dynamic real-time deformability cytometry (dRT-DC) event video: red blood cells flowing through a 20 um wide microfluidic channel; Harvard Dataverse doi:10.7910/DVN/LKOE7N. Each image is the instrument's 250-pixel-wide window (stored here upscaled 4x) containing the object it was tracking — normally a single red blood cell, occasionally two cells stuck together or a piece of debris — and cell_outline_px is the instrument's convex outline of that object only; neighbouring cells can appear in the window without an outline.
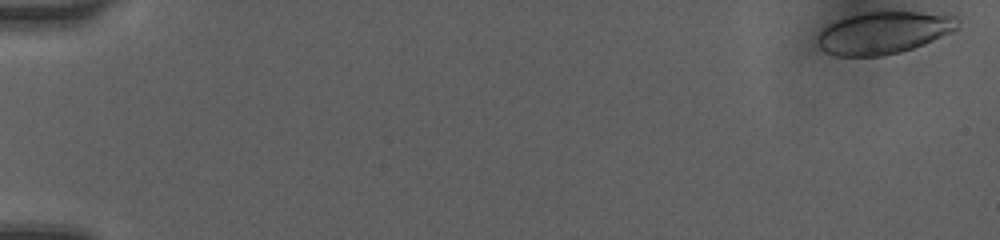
{"species": "human", "species_latin": "Homo sapiens", "temperature_condition": "room temperature", "stored_images_in_passage": 8, "camera_frame_rate_fps": 3000, "um_per_image_px": 0.085, "donor": {"sex": "female"}, "frame": {"image": 1, "passage_image": 1, "time_ms": 0.0, "image_size_px": [1000, 240], "cell_outline_px": [[960, 28], [952, 32], [924, 44], [900, 52], [880, 56], [836, 56], [824, 52], [820, 48], [816, 40], [820, 32], [828, 24], [836, 20], [848, 16], [864, 12], [920, 12], [956, 16], [960, 20]], "centroid_in_image_um": [75.11, 2.78], "position_along_channel_um": 9.9, "area_um2": 34.62}}
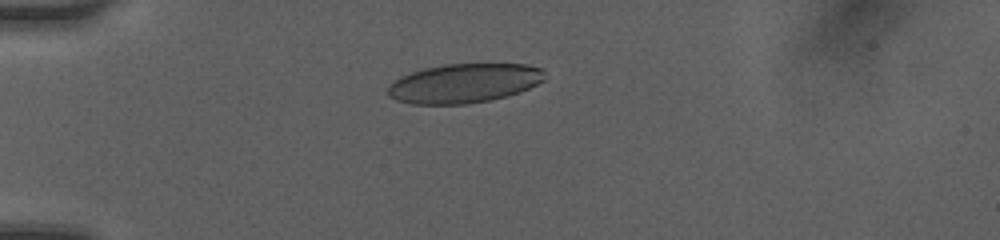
{"frame": {"image": 2, "passage_image": 6, "time_ms": 4.333, "image_size_px": [1000, 240], "cell_outline_px": [[544, 80], [520, 92], [488, 100], [468, 104], [412, 104], [396, 100], [388, 96], [388, 84], [400, 76], [424, 68], [444, 64], [524, 64], [544, 68]], "centroid_in_image_um": [39.42, 7.07], "position_along_channel_um": 45.6, "area_um2": 35.89}}
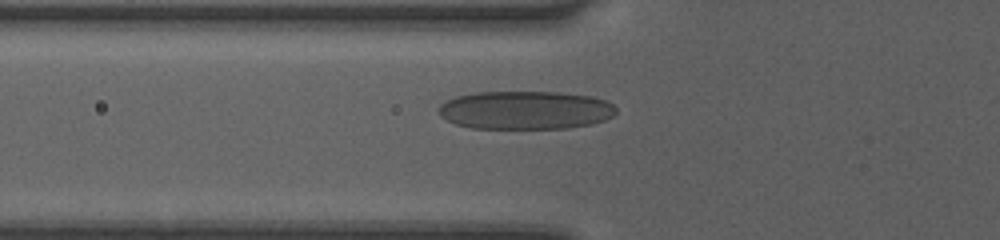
{"frame": {"image": 3, "passage_image": 8, "time_ms": 6.0, "image_size_px": [1000, 240], "cell_outline_px": [[616, 112], [612, 116], [604, 120], [592, 124], [568, 128], [472, 128], [456, 124], [440, 116], [440, 104], [456, 96], [476, 92], [560, 92], [592, 96], [604, 100], [612, 104], [616, 108]], "centroid_in_image_um": [44.68, 9.36], "position_along_channel_um": 81.1, "area_um2": 39.59}}